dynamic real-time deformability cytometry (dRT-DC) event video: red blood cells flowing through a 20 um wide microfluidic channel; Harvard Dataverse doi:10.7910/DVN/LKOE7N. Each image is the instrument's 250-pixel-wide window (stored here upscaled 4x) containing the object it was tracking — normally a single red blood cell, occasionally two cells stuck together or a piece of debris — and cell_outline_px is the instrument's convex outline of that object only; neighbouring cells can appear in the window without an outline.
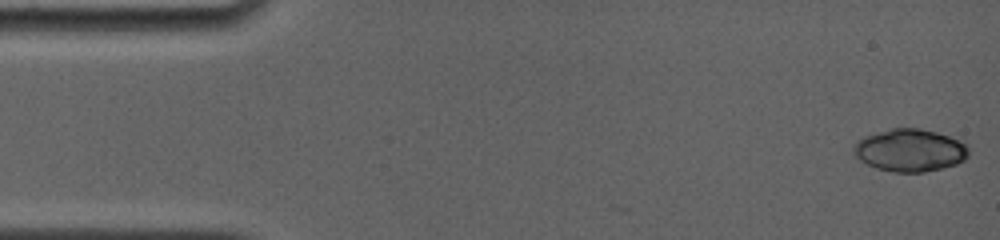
{"species": "common noctule bat (a hibernating species)", "species_latin": "Nyctalus noctula", "temperature_condition": "room temperature", "stored_images_in_passage": 25, "camera_frame_rate_fps": 4000, "um_per_image_px": 0.085, "animal": {"sex": "female", "body_mass_g": 19.0, "forearm_length_mm": 56.7}, "frame": {"image": 1, "passage_image": 1, "time_ms": 0.0, "image_size_px": [1000, 240], "cell_outline_px": [[968, 156], [964, 160], [956, 164], [924, 172], [896, 172], [876, 168], [860, 160], [852, 152], [852, 148], [864, 136], [892, 128], [920, 128], [936, 132], [948, 136], [968, 144]], "centroid_in_image_um": [77.35, 12.77], "position_along_channel_um": 7.6, "area_um2": 28.32}}
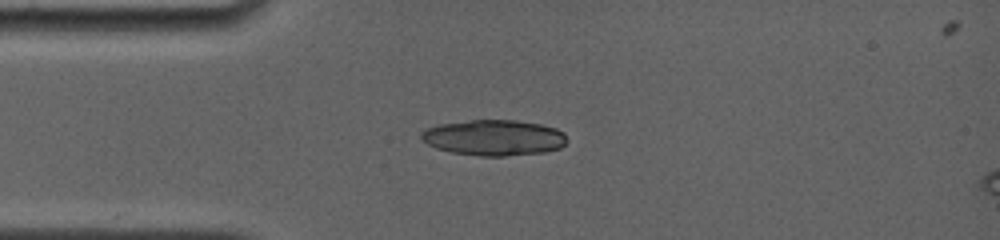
{"frame": {"image": 2, "passage_image": 21, "time_ms": 3.75, "image_size_px": [1000, 240], "cell_outline_px": [[568, 140], [560, 148], [544, 152], [504, 156], [480, 156], [452, 152], [436, 148], [428, 144], [420, 136], [420, 132], [424, 128], [440, 124], [472, 120], [516, 120], [540, 124], [556, 128], [564, 132]], "centroid_in_image_um": [41.99, 11.7], "position_along_channel_um": 43.0, "area_um2": 30.4}}